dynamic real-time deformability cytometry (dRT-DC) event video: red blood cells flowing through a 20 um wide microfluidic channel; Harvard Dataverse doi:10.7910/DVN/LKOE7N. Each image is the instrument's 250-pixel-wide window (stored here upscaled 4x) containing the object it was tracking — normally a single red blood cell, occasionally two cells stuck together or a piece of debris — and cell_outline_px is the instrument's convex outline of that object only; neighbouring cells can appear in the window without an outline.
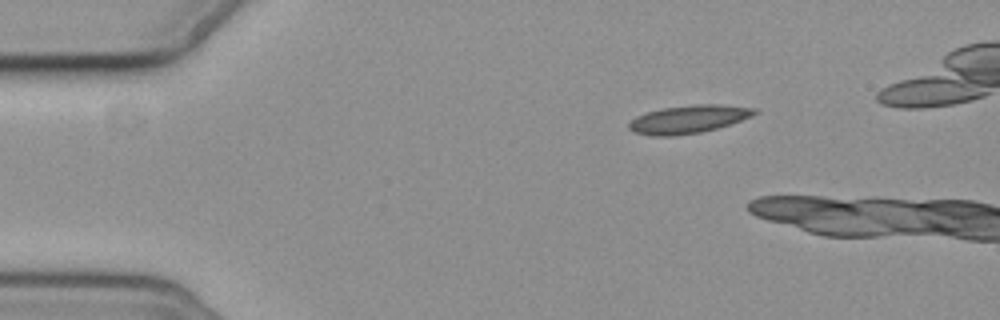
{"species": "common noctule bat (a hibernating species)", "species_latin": "Nyctalus noctula", "temperature_condition": "cold", "stored_images_in_passage": 2, "camera_frame_rate_fps": 3000, "um_per_image_px": 0.085, "animal": {"sex": "female", "body_mass_g": 19.3, "forearm_length_mm": 54.1}, "frame": {"image": 1, "passage_image": 1, "time_ms": 0.0, "image_size_px": [1000, 320], "cell_outline_px": [[760, 112], [752, 116], [716, 128], [700, 132], [676, 136], [652, 136], [632, 132], [628, 128], [628, 124], [636, 116], [660, 108], [696, 104], [720, 104], [756, 108]], "centroid_in_image_um": [58.5, 10.13], "position_along_channel_um": 26.5, "area_um2": 20.58}}